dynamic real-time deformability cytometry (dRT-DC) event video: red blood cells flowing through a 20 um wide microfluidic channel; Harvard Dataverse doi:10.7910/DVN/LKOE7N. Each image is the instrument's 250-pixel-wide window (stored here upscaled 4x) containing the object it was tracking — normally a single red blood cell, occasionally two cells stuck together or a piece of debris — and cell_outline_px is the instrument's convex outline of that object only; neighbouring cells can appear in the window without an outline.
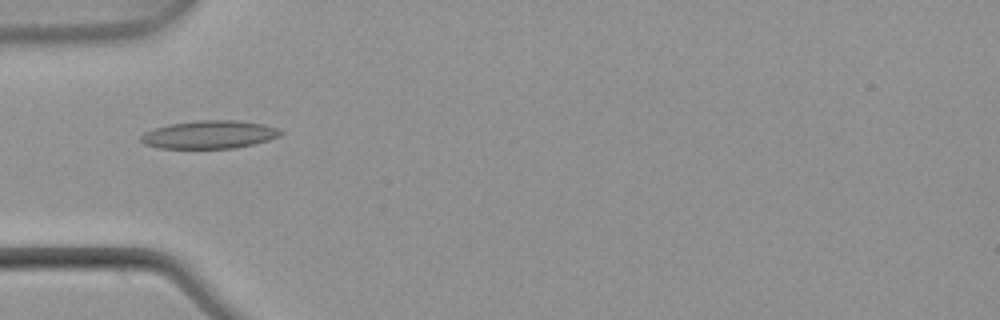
{"species": "common noctule bat (a hibernating species)", "species_latin": "Nyctalus noctula", "temperature_condition": "warm", "stored_images_in_passage": 6, "camera_frame_rate_fps": 3000, "um_per_image_px": 0.085, "animal": {"sex": "male", "body_mass_g": 21.5, "forearm_length_mm": 52.0}, "frame": {"image": 1, "passage_image": 4, "time_ms": 1.0, "image_size_px": [1000, 320], "cell_outline_px": [[284, 132], [280, 136], [268, 140], [236, 148], [160, 148], [144, 144], [140, 140], [140, 136], [144, 132], [168, 124], [196, 120], [240, 120], [264, 124], [276, 128]], "centroid_in_image_um": [17.8, 11.43], "position_along_channel_um": 67.2, "area_um2": 22.89}}
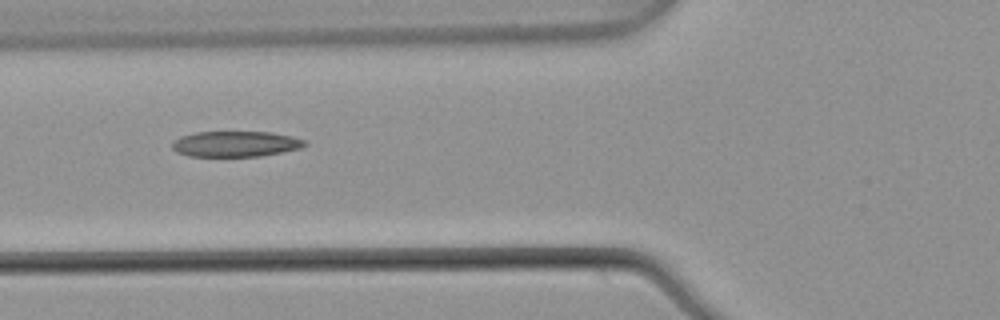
{"frame": {"image": 2, "passage_image": 5, "time_ms": 1.333, "image_size_px": [1000, 320], "cell_outline_px": [[308, 144], [300, 148], [260, 156], [188, 156], [176, 152], [172, 148], [172, 144], [180, 136], [196, 132], [272, 132], [292, 136], [308, 140]], "centroid_in_image_um": [20.05, 12.23], "position_along_channel_um": 105.8, "area_um2": 19.83}}
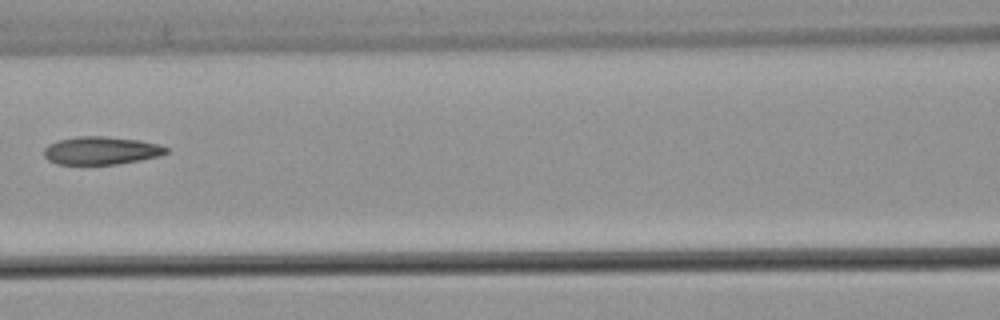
{"frame": {"image": 3, "passage_image": 6, "time_ms": 1.667, "image_size_px": [1000, 320], "cell_outline_px": [[168, 152], [160, 156], [140, 160], [116, 164], [56, 164], [48, 160], [44, 156], [44, 148], [48, 144], [56, 140], [80, 136], [104, 136], [140, 140], [160, 144], [168, 148]], "centroid_in_image_um": [8.59, 12.79], "position_along_channel_um": 158.0, "area_um2": 20.06}}